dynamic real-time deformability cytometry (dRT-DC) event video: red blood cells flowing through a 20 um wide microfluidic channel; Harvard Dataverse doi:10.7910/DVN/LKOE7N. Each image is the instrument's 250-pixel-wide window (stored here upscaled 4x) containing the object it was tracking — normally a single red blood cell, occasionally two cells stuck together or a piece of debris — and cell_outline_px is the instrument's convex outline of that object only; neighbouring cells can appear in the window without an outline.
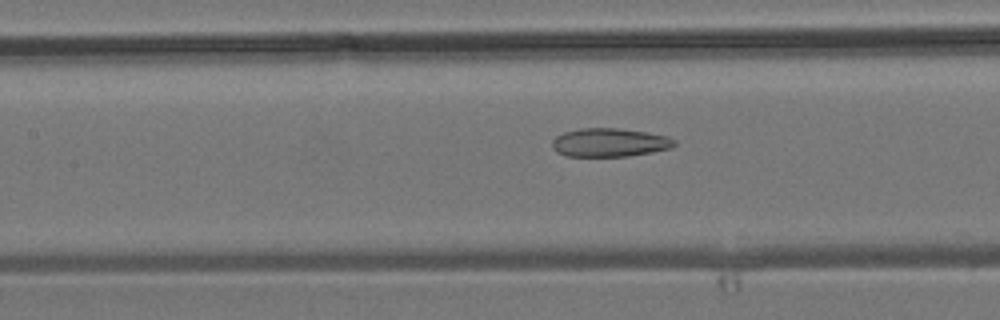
{"species": "common noctule bat (a hibernating species)", "species_latin": "Nyctalus noctula", "temperature_condition": "room temperature", "stored_images_in_passage": 8, "camera_frame_rate_fps": 3000, "um_per_image_px": 0.085, "animal": {"sex": "male", "body_mass_g": 19.2, "forearm_length_mm": 51.8}, "frame": {"image": 1, "passage_image": 8, "time_ms": 8.333, "image_size_px": [1000, 320], "cell_outline_px": [[676, 144], [672, 148], [652, 152], [628, 156], [564, 156], [556, 152], [552, 148], [552, 140], [556, 136], [564, 132], [580, 128], [616, 128], [644, 132], [668, 136], [676, 140]], "centroid_in_image_um": [51.8, 12.12], "position_along_channel_um": 155.6, "area_um2": 20.4}}